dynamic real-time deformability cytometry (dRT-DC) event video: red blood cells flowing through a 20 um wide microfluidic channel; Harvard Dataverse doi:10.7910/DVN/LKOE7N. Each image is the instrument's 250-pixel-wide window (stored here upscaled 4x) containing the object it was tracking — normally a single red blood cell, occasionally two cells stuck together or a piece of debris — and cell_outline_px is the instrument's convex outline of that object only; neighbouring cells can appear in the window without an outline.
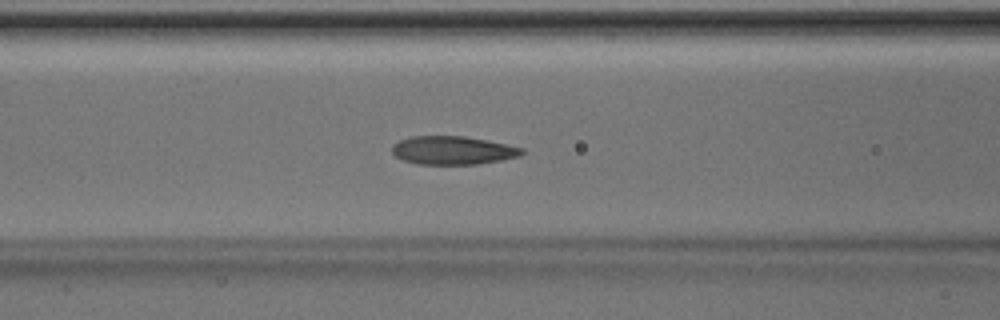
{"species": "Egyptian fruit bat (a non-hibernating species)", "species_latin": "Rousettus aegyptiacus", "temperature_condition": "room temperature", "stored_images_in_passage": 49, "camera_frame_rate_fps": 3000, "um_per_image_px": 0.085, "animal": {"sex": "male"}, "frame": {"image": 1, "passage_image": 19, "time_ms": 6.0, "image_size_px": [1000, 320], "cell_outline_px": [[524, 152], [520, 156], [500, 160], [476, 164], [416, 164], [404, 160], [396, 156], [392, 152], [392, 144], [400, 140], [412, 136], [464, 136], [488, 140], [524, 148]], "centroid_in_image_um": [38.49, 12.77], "position_along_channel_um": 128.1, "area_um2": 21.44}}
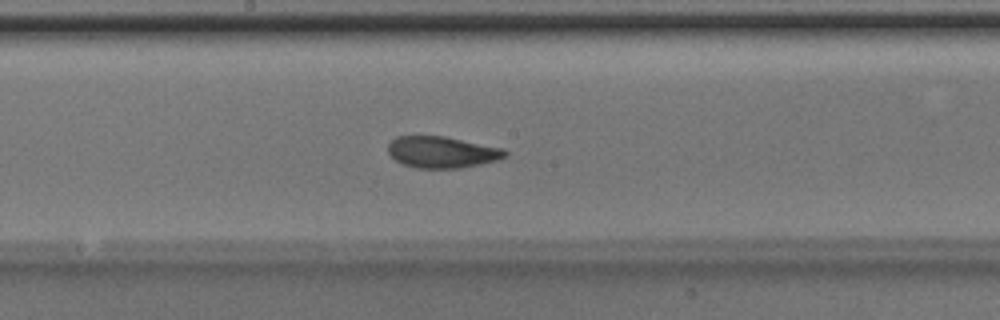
{"frame": {"image": 2, "passage_image": 25, "time_ms": 8.0, "image_size_px": [1000, 320], "cell_outline_px": [[508, 156], [496, 160], [480, 164], [460, 168], [416, 168], [404, 164], [396, 160], [388, 152], [388, 144], [396, 136], [444, 136], [504, 148], [508, 152]], "centroid_in_image_um": [37.59, 12.93], "position_along_channel_um": 210.6, "area_um2": 21.44}}
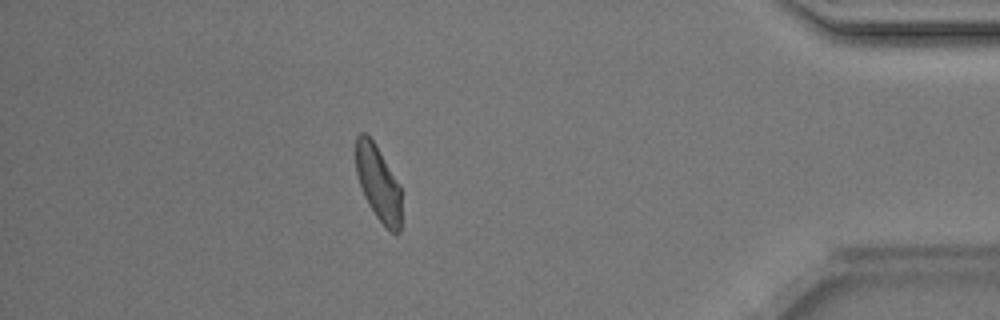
{"frame": {"image": 3, "passage_image": 42, "time_ms": 13.667, "image_size_px": [1000, 320], "cell_outline_px": [[400, 232], [396, 236], [376, 216], [368, 204], [364, 196], [356, 172], [356, 136], [360, 132], [364, 132], [372, 140], [380, 152], [400, 184]], "centroid_in_image_um": [32.14, 15.56], "position_along_channel_um": 403.1, "area_um2": 19.71}}